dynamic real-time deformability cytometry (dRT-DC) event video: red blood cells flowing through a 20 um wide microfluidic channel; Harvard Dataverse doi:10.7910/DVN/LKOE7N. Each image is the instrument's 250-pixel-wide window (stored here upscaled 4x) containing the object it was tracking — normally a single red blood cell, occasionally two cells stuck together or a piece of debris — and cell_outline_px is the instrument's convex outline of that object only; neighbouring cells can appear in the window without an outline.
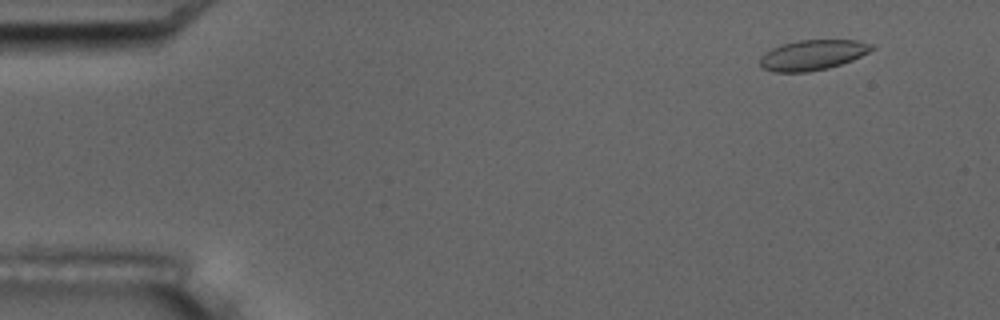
{"species": "common noctule bat (a hibernating species)", "species_latin": "Nyctalus noctula", "temperature_condition": "room temperature", "stored_images_in_passage": 5, "camera_frame_rate_fps": 3000, "um_per_image_px": 0.085, "animal": {"sex": "male", "body_mass_g": 17.5, "forearm_length_mm": 52.3}, "frame": {"image": 1, "passage_image": 2, "time_ms": 1.0, "image_size_px": [1000, 320], "cell_outline_px": [[876, 48], [852, 60], [828, 68], [808, 72], [772, 72], [764, 68], [760, 64], [760, 56], [772, 48], [784, 44], [800, 40], [856, 40], [872, 44]], "centroid_in_image_um": [69.07, 4.68], "position_along_channel_um": 15.9, "area_um2": 19.54}}
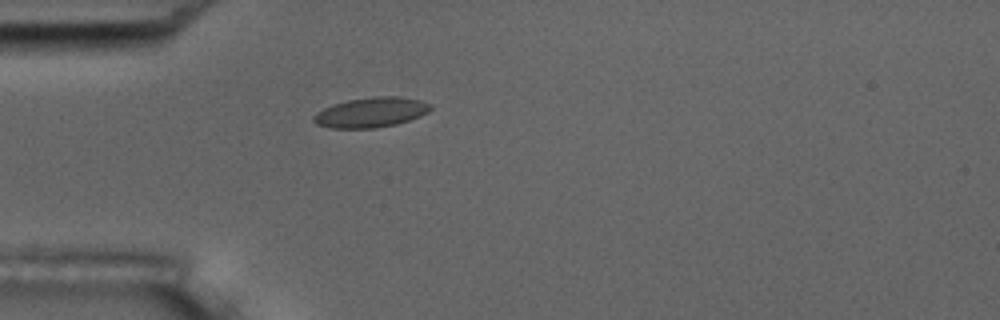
{"frame": {"image": 2, "passage_image": 5, "time_ms": 4.667, "image_size_px": [1000, 320], "cell_outline_px": [[432, 108], [428, 112], [420, 116], [396, 124], [372, 128], [328, 128], [316, 124], [312, 120], [312, 116], [316, 112], [332, 104], [348, 100], [372, 96], [400, 96], [420, 100], [432, 104]], "centroid_in_image_um": [31.51, 9.54], "position_along_channel_um": 53.5, "area_um2": 20.58}}